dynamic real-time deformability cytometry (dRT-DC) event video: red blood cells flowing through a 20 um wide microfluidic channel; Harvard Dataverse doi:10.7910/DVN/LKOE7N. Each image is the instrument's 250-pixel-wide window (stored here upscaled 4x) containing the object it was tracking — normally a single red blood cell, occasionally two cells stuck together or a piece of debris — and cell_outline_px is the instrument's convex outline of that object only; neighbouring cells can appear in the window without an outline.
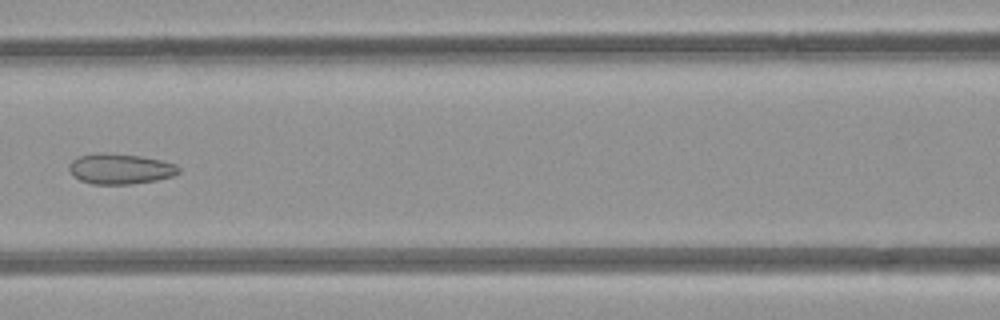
{"species": "common noctule bat (a hibernating species)", "species_latin": "Nyctalus noctula", "temperature_condition": "room temperature", "stored_images_in_passage": 7, "camera_frame_rate_fps": 3000, "um_per_image_px": 0.085, "animal": {"sex": "female", "body_mass_g": 21.9}, "frame": {"image": 1, "passage_image": 6, "time_ms": 5.667, "image_size_px": [1000, 320], "cell_outline_px": [[180, 172], [172, 176], [156, 180], [128, 184], [92, 184], [80, 180], [72, 176], [68, 168], [68, 164], [72, 160], [80, 156], [140, 156], [160, 160], [176, 164], [180, 168]], "centroid_in_image_um": [10.24, 14.41], "position_along_channel_um": 156.4, "area_um2": 18.55}}
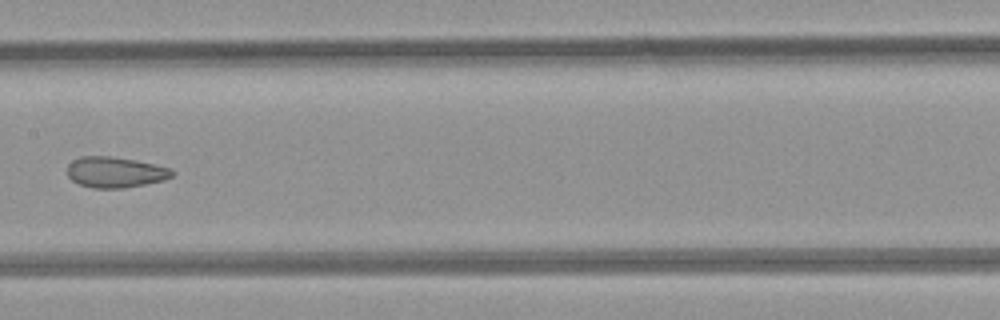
{"frame": {"image": 2, "passage_image": 7, "time_ms": 6.667, "image_size_px": [1000, 320], "cell_outline_px": [[176, 172], [172, 176], [164, 180], [124, 188], [92, 188], [80, 184], [72, 180], [68, 176], [68, 164], [72, 160], [80, 156], [108, 156], [136, 160], [172, 168]], "centroid_in_image_um": [9.81, 14.63], "position_along_channel_um": 197.6, "area_um2": 18.84}}